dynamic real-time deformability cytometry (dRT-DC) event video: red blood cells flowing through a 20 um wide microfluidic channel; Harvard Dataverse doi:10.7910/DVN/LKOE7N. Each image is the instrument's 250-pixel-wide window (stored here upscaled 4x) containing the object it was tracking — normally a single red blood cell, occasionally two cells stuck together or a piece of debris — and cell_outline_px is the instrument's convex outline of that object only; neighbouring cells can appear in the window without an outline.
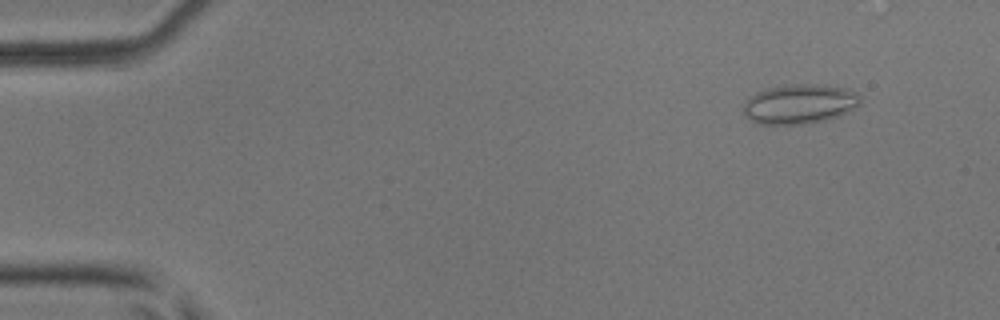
{"species": "common noctule bat (a hibernating species)", "species_latin": "Nyctalus noctula", "temperature_condition": "room temperature", "stored_images_in_passage": 38, "camera_frame_rate_fps": 3000, "um_per_image_px": 0.085, "animal": {"sex": "male", "body_mass_g": 17.9, "forearm_length_mm": 54.2}, "frame": {"image": 1, "passage_image": 5, "time_ms": 1.333, "image_size_px": [1000, 320], "cell_outline_px": [[860, 104], [836, 116], [824, 120], [804, 124], [756, 124], [744, 116], [744, 104], [756, 92], [768, 88], [792, 84], [820, 84], [844, 88], [856, 92], [860, 96]], "centroid_in_image_um": [67.93, 8.84], "position_along_channel_um": 17.1, "area_um2": 26.7}}
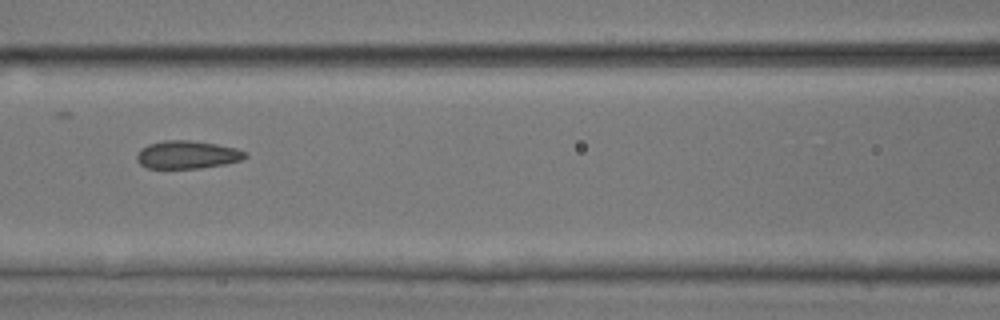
{"frame": {"image": 2, "passage_image": 23, "time_ms": 7.333, "image_size_px": [1000, 320], "cell_outline_px": [[248, 156], [240, 160], [224, 164], [200, 168], [148, 168], [140, 164], [136, 160], [136, 156], [140, 148], [148, 144], [164, 140], [188, 140], [216, 144], [236, 148], [248, 152]], "centroid_in_image_um": [15.9, 13.14], "position_along_channel_um": 150.7, "area_um2": 17.69}}
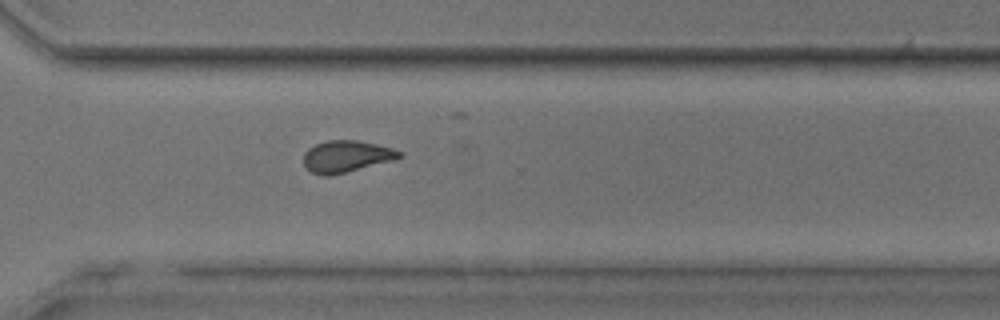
{"frame": {"image": 3, "passage_image": 37, "time_ms": 12.0, "image_size_px": [1000, 320], "cell_outline_px": [[404, 156], [396, 160], [332, 176], [324, 176], [312, 172], [304, 164], [304, 152], [308, 148], [316, 144], [328, 140], [356, 140], [376, 144], [392, 148], [404, 152]], "centroid_in_image_um": [29.49, 13.3], "position_along_channel_um": 341.1, "area_um2": 17.98}}